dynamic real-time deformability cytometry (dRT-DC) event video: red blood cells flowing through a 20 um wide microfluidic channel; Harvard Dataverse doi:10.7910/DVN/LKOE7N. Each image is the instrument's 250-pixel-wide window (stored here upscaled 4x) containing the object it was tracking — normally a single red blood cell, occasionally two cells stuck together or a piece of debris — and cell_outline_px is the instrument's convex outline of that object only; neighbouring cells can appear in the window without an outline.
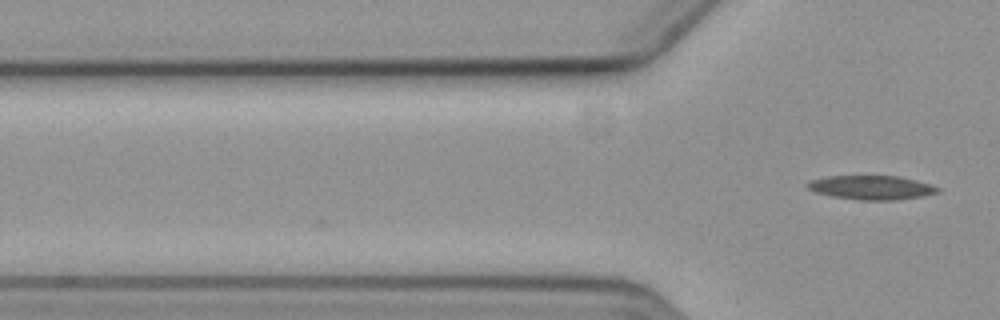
{"species": "common noctule bat (a hibernating species)", "species_latin": "Nyctalus noctula", "temperature_condition": "cold", "stored_images_in_passage": 2, "camera_frame_rate_fps": 3000, "um_per_image_px": 0.085, "animal": {"sex": "female", "body_mass_g": 19.3, "forearm_length_mm": 54.1}, "frame": {"image": 1, "passage_image": 2, "time_ms": 1.333, "image_size_px": [1000, 320], "cell_outline_px": [[940, 192], [924, 196], [892, 200], [860, 200], [832, 196], [816, 192], [808, 188], [808, 184], [812, 180], [828, 176], [896, 176], [916, 180], [940, 188]], "centroid_in_image_um": [74.11, 15.94], "position_along_channel_um": 51.7, "area_um2": 17.98}}